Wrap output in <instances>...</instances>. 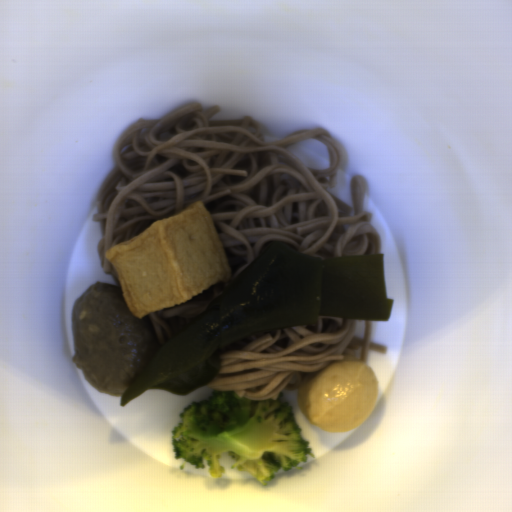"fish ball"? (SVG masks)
<instances>
[{
	"label": "fish ball",
	"instance_id": "obj_1",
	"mask_svg": "<svg viewBox=\"0 0 512 512\" xmlns=\"http://www.w3.org/2000/svg\"><path fill=\"white\" fill-rule=\"evenodd\" d=\"M135 318L186 303L232 278L219 234L203 201L154 222L105 250Z\"/></svg>",
	"mask_w": 512,
	"mask_h": 512
},
{
	"label": "fish ball",
	"instance_id": "obj_2",
	"mask_svg": "<svg viewBox=\"0 0 512 512\" xmlns=\"http://www.w3.org/2000/svg\"><path fill=\"white\" fill-rule=\"evenodd\" d=\"M377 376L353 355L304 377L297 402L304 417L325 432H350L370 416L378 397Z\"/></svg>",
	"mask_w": 512,
	"mask_h": 512
}]
</instances>
